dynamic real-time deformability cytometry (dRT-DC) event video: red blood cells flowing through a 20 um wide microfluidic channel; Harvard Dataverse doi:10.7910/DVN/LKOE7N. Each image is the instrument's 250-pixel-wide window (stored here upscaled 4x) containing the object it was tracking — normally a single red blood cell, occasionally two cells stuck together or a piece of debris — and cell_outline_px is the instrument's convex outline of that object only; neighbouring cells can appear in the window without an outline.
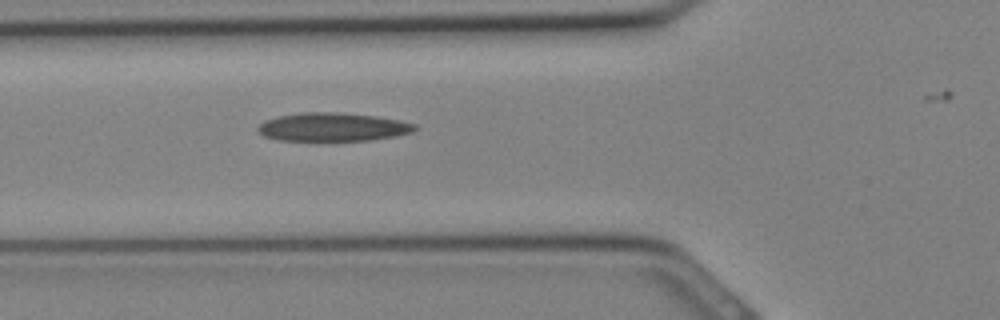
{"species": "Egyptian fruit bat (a non-hibernating species)", "species_latin": "Rousettus aegyptiacus", "temperature_condition": "cold", "stored_images_in_passage": 4, "camera_frame_rate_fps": 3000, "um_per_image_px": 0.085, "animal": {"sex": "female"}, "frame": {"image": 1, "passage_image": 3, "time_ms": 0.667, "image_size_px": [1000, 320], "cell_outline_px": [[416, 128], [412, 132], [396, 136], [368, 140], [276, 140], [264, 136], [256, 128], [264, 120], [280, 116], [304, 112], [336, 112], [376, 116], [416, 124]], "centroid_in_image_um": [28.26, 10.79], "position_along_channel_um": 97.5, "area_um2": 25.72}}